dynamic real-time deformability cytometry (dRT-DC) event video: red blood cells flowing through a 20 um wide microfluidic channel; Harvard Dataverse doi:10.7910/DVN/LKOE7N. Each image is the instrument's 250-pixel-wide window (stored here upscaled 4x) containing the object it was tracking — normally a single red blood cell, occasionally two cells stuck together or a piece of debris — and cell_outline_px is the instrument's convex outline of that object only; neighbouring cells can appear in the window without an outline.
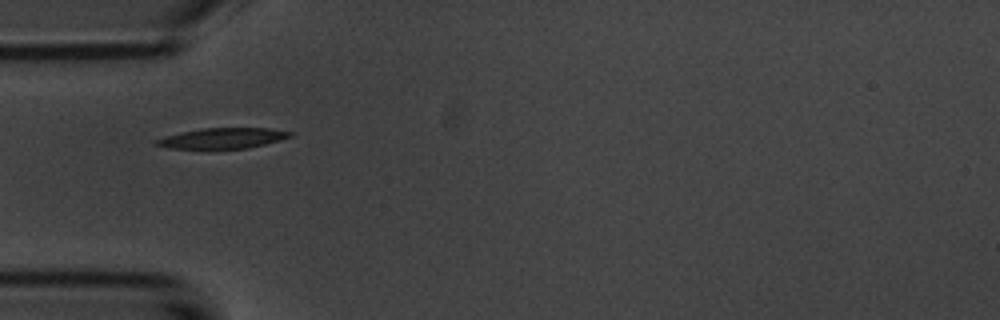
{"species": "common noctule bat (a hibernating species)", "species_latin": "Nyctalus noctula", "temperature_condition": "room temperature", "stored_images_in_passage": 5, "camera_frame_rate_fps": 3000, "um_per_image_px": 0.085, "animal": {"sex": "male", "body_mass_g": 20.1, "forearm_length_mm": 53.5}, "frame": {"image": 1, "passage_image": 1, "time_ms": 0.0, "image_size_px": [1000, 320], "cell_outline_px": [[292, 136], [280, 140], [248, 148], [208, 152], [168, 148], [152, 144], [152, 140], [164, 136], [200, 128], [268, 128], [292, 132]], "centroid_in_image_um": [18.78, 11.8], "position_along_channel_um": 66.2, "area_um2": 17.11}}
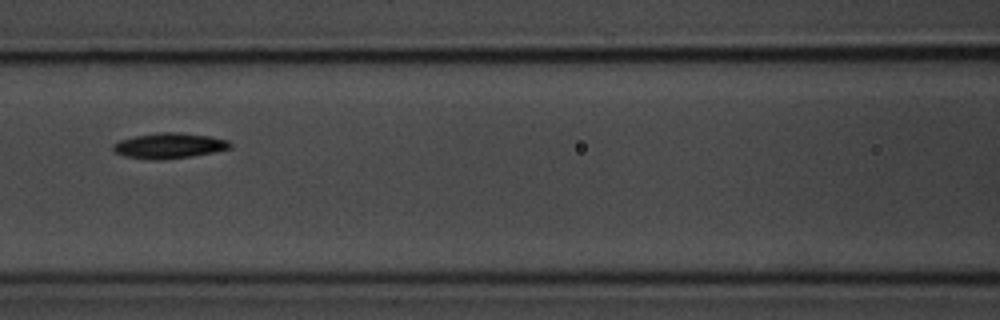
{"frame": {"image": 2, "passage_image": 3, "time_ms": 2.333, "image_size_px": [1000, 320], "cell_outline_px": [[232, 148], [192, 156], [160, 160], [152, 160], [124, 156], [116, 152], [112, 148], [112, 144], [120, 140], [136, 136], [160, 132], [180, 132], [212, 136], [228, 140], [232, 144]], "centroid_in_image_um": [14.4, 12.38], "position_along_channel_um": 152.2, "area_um2": 17.4}}
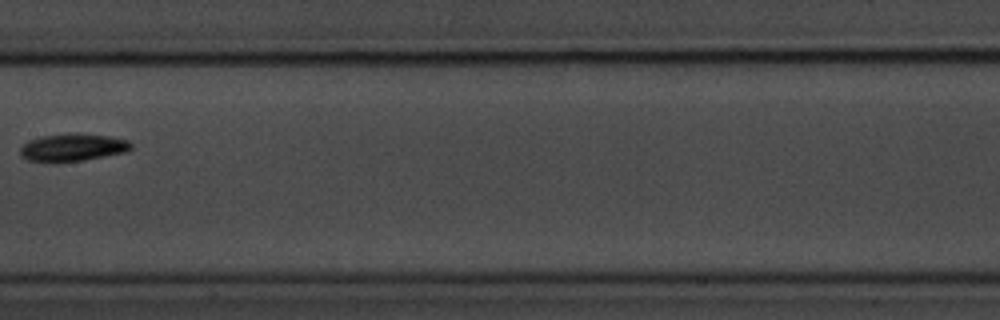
{"frame": {"image": 3, "passage_image": 4, "time_ms": 3.667, "image_size_px": [1000, 320], "cell_outline_px": [[132, 148], [128, 152], [84, 160], [28, 160], [20, 156], [20, 148], [28, 140], [40, 136], [72, 132], [76, 132], [112, 136], [128, 140], [132, 144]], "centroid_in_image_um": [6.24, 12.48], "position_along_channel_um": 201.2, "area_um2": 17.8}}